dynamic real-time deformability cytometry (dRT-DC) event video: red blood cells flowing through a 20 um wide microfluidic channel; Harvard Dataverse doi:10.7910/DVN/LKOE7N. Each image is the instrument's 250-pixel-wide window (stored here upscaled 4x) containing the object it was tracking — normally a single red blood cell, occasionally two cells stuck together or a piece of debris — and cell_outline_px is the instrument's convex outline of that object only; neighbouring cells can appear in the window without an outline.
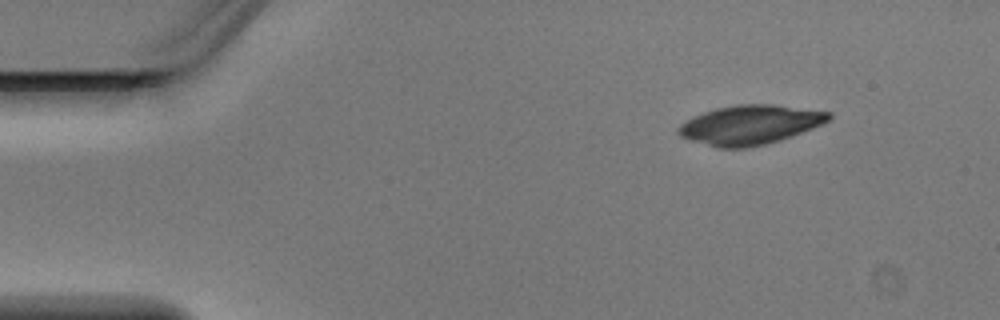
{"species": "Egyptian fruit bat (a non-hibernating species)", "species_latin": "Rousettus aegyptiacus", "temperature_condition": "warm", "stored_images_in_passage": 3, "camera_frame_rate_fps": 3000, "um_per_image_px": 0.085, "animal": {"sex": "male"}, "frame": {"image": 1, "passage_image": 1, "time_ms": 0.0, "image_size_px": [1000, 320], "cell_outline_px": [[832, 116], [828, 120], [812, 128], [792, 136], [780, 140], [748, 148], [716, 148], [688, 140], [680, 136], [676, 132], [676, 128], [680, 124], [692, 116], [716, 108], [736, 104], [772, 104], [832, 112]], "centroid_in_image_um": [63.69, 10.61], "position_along_channel_um": 21.3, "area_um2": 34.62}}